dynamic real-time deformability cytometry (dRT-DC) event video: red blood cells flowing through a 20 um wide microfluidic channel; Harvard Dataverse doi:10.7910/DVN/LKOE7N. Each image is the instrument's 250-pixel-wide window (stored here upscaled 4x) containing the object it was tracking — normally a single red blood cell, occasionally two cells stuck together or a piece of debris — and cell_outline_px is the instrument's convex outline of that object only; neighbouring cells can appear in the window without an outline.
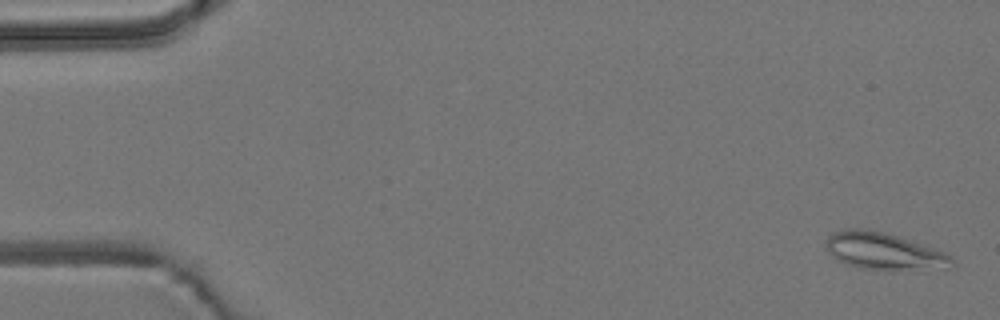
{"species": "common noctule bat (a hibernating species)", "species_latin": "Nyctalus noctula", "temperature_condition": "room temperature", "stored_images_in_passage": 5, "camera_frame_rate_fps": 3000, "um_per_image_px": 0.085, "animal": {"sex": "male", "body_mass_g": 19.2, "forearm_length_mm": 51.8}, "frame": {"image": 1, "passage_image": 1, "time_ms": 0.0, "image_size_px": [1000, 320], "cell_outline_px": [[956, 268], [924, 272], [892, 272], [860, 268], [836, 260], [828, 252], [824, 244], [824, 240], [832, 232], [848, 228], [860, 228], [884, 232], [936, 248], [952, 256], [956, 264]], "centroid_in_image_um": [75.24, 21.42], "position_along_channel_um": 9.8, "area_um2": 28.78}}